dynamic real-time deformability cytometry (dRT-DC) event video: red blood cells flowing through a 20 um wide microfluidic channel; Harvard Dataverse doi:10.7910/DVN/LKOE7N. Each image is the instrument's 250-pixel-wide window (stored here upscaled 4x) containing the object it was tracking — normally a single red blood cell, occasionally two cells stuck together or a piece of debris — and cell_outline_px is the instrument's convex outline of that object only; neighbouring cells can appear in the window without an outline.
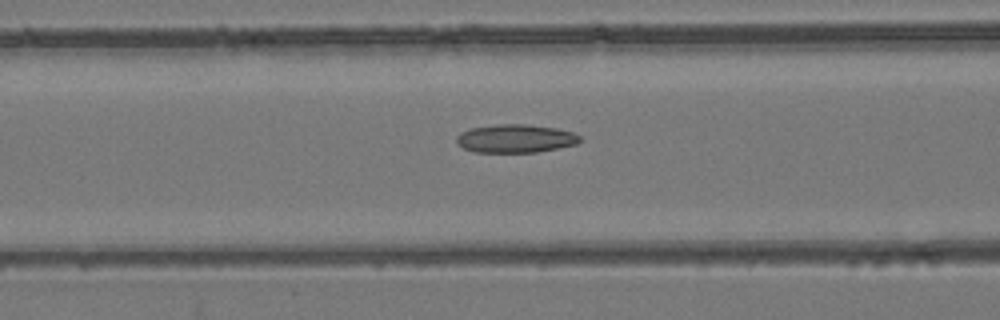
{"species": "common noctule bat (a hibernating species)", "species_latin": "Nyctalus noctula", "temperature_condition": "room temperature", "stored_images_in_passage": 55, "camera_frame_rate_fps": 3000, "um_per_image_px": 0.085, "animal": {"sex": "female", "body_mass_g": 24.6, "forearm_length_mm": 56.2}, "frame": {"image": 1, "passage_image": 23, "time_ms": 7.333, "image_size_px": [1000, 320], "cell_outline_px": [[584, 140], [576, 144], [536, 152], [476, 152], [464, 148], [456, 144], [456, 136], [460, 132], [468, 128], [496, 124], [524, 124], [556, 128], [572, 132], [580, 136]], "centroid_in_image_um": [43.79, 11.77], "position_along_channel_um": 122.8, "area_um2": 20.46}}
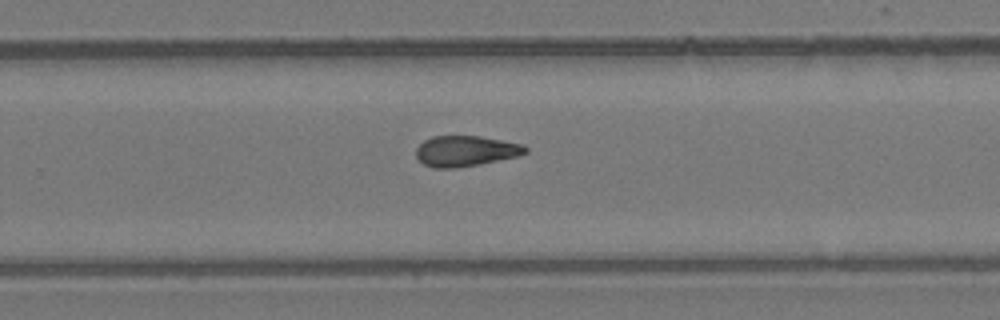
{"frame": {"image": 2, "passage_image": 36, "time_ms": 11.667, "image_size_px": [1000, 320], "cell_outline_px": [[528, 152], [516, 156], [480, 164], [456, 168], [432, 168], [424, 164], [416, 156], [416, 148], [424, 140], [432, 136], [480, 136], [524, 144], [528, 148]], "centroid_in_image_um": [39.57, 12.83], "position_along_channel_um": 290.2, "area_um2": 19.54}}
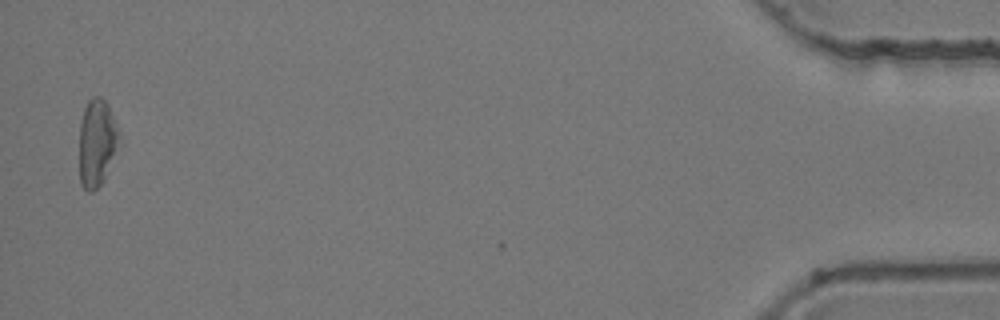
{"frame": {"image": 3, "passage_image": 54, "time_ms": 17.667, "image_size_px": [1000, 320], "cell_outline_px": [[124, 144], [104, 180], [92, 192], [88, 192], [80, 184], [80, 120], [84, 108], [88, 100], [92, 96], [100, 96], [108, 104], [120, 132]], "centroid_in_image_um": [8.31, 12.14], "position_along_channel_um": 426.9, "area_um2": 21.27}, "authors_computed_cell_mechanics": {"area_um2": 20.23, "velocity_mm_per_s": 3.8729, "shape_relaxation_time_tau1_ms": null, "shape_relaxation_time_tau2_ms": 3.2988, "deformation_change_tau1": null, "deformation_change_tau2": 0.1127}}